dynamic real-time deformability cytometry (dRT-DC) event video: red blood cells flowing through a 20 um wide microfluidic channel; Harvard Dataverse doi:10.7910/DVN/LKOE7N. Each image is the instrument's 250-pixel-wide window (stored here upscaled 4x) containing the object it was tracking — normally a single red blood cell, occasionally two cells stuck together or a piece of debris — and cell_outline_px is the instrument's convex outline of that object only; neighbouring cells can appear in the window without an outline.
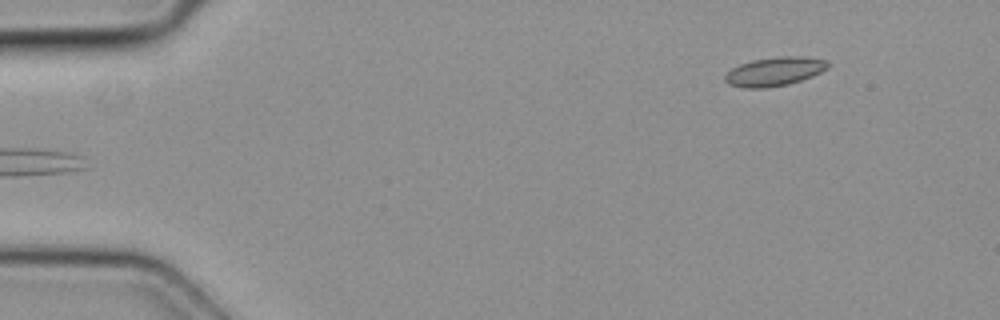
{"species": "common noctule bat (a hibernating species)", "species_latin": "Nyctalus noctula", "temperature_condition": "cold", "stored_images_in_passage": 4, "camera_frame_rate_fps": 3000, "um_per_image_px": 0.085, "animal": {"sex": "female", "body_mass_g": 19.3, "forearm_length_mm": 54.1}, "frame": {"image": 1, "passage_image": 4, "time_ms": 1.0, "image_size_px": [1000, 320], "cell_outline_px": [[828, 68], [812, 76], [788, 84], [764, 88], [744, 88], [728, 84], [724, 80], [724, 76], [732, 68], [740, 64], [752, 60], [780, 56], [804, 56], [828, 60]], "centroid_in_image_um": [65.83, 6.07], "position_along_channel_um": 19.2, "area_um2": 17.28}}